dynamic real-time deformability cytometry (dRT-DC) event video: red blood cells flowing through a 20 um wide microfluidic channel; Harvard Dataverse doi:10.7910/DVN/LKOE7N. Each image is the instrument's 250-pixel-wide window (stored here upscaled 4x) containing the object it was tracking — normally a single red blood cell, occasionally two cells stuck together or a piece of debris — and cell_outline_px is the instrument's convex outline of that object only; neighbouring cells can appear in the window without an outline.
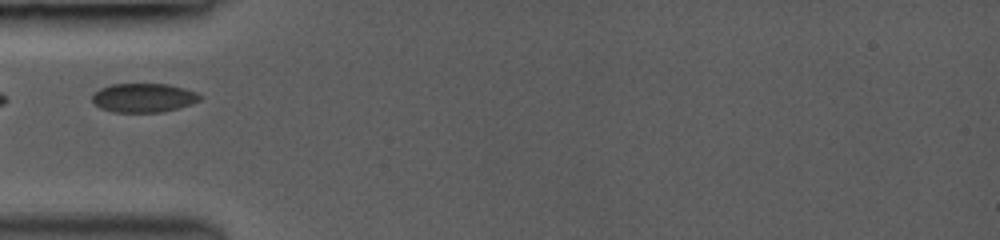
{"species": "common noctule bat (a hibernating species)", "species_latin": "Nyctalus noctula", "temperature_condition": "room temperature", "stored_images_in_passage": 6, "camera_frame_rate_fps": 3000, "um_per_image_px": 0.085, "animal": {"sex": "female", "body_mass_g": 19.0, "forearm_length_mm": 53.3}, "frame": {"image": 1, "passage_image": 1, "time_ms": 0.0, "image_size_px": [1000, 240], "cell_outline_px": [[204, 96], [200, 100], [176, 108], [160, 112], [112, 112], [100, 108], [92, 104], [92, 92], [100, 88], [112, 84], [168, 84], [184, 88], [196, 92]], "centroid_in_image_um": [12.15, 8.3], "position_along_channel_um": 72.9, "area_um2": 18.26}}